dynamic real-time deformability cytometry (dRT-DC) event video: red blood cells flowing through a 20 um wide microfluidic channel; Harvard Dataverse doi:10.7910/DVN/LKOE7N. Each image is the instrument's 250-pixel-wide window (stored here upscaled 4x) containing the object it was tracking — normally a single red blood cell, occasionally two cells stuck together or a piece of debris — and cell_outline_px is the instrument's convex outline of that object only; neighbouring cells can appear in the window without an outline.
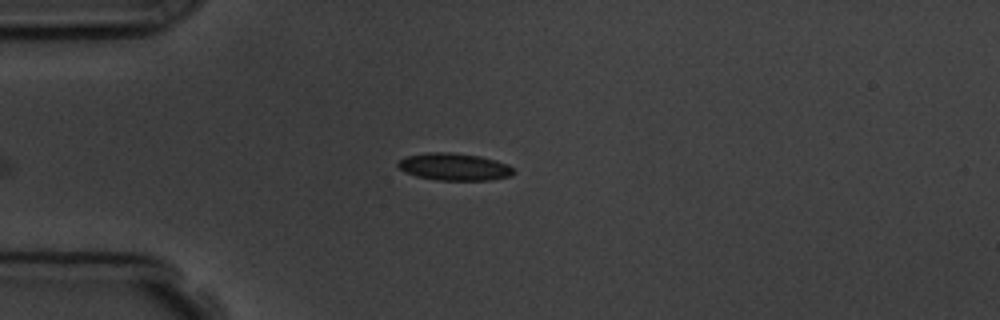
{"species": "common noctule bat (a hibernating species)", "species_latin": "Nyctalus noctula", "temperature_condition": "room temperature", "stored_images_in_passage": 6, "camera_frame_rate_fps": 3000, "um_per_image_px": 0.085, "animal": {"sex": "male", "body_mass_g": 19.5, "forearm_length_mm": 54.6}, "frame": {"image": 1, "passage_image": 6, "time_ms": 6.0, "image_size_px": [1000, 320], "cell_outline_px": [[516, 172], [512, 176], [492, 180], [436, 180], [416, 176], [404, 172], [396, 164], [404, 156], [428, 152], [448, 152], [480, 156], [496, 160], [508, 164]], "centroid_in_image_um": [38.62, 14.18], "position_along_channel_um": 46.4, "area_um2": 18.55}}